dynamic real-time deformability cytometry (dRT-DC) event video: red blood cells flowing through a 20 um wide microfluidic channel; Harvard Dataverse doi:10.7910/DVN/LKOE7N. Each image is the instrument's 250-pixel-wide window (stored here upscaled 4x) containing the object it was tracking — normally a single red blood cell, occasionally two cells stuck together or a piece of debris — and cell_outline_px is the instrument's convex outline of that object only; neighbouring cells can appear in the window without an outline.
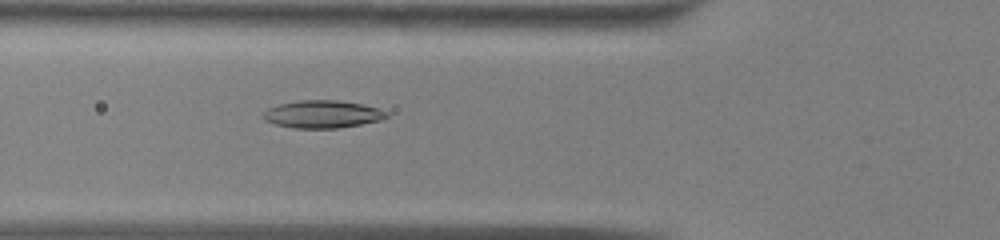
{"species": "common noctule bat (a hibernating species)", "species_latin": "Nyctalus noctula", "temperature_condition": "warm", "stored_images_in_passage": 47, "camera_frame_rate_fps": 3000, "um_per_image_px": 0.085, "animal": {"sex": "male", "body_mass_g": 13.0, "forearm_length_mm": 53.1}, "frame": {"image": 1, "passage_image": 18, "time_ms": 5.667, "image_size_px": [1000, 240], "cell_outline_px": [[388, 116], [380, 120], [360, 124], [336, 128], [296, 128], [276, 124], [264, 120], [260, 116], [268, 108], [280, 104], [300, 100], [336, 100], [360, 104], [380, 108], [388, 112]], "centroid_in_image_um": [27.4, 9.7], "position_along_channel_um": 98.4, "area_um2": 19.71}}
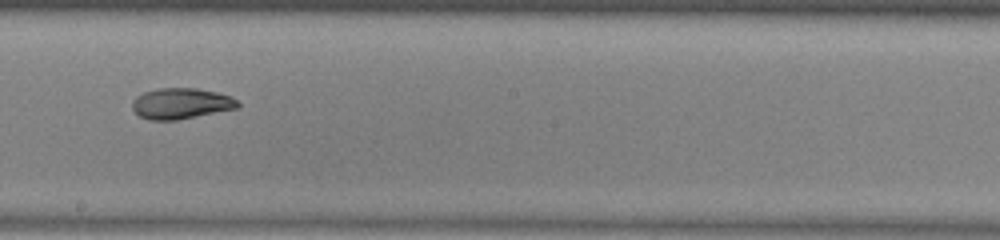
{"frame": {"image": 2, "passage_image": 28, "time_ms": 9.0, "image_size_px": [1000, 240], "cell_outline_px": [[240, 108], [176, 120], [148, 120], [140, 116], [132, 108], [132, 100], [136, 96], [144, 92], [156, 88], [196, 88], [216, 92], [232, 96], [240, 104]], "centroid_in_image_um": [15.4, 8.79], "position_along_channel_um": 232.8, "area_um2": 19.13}}
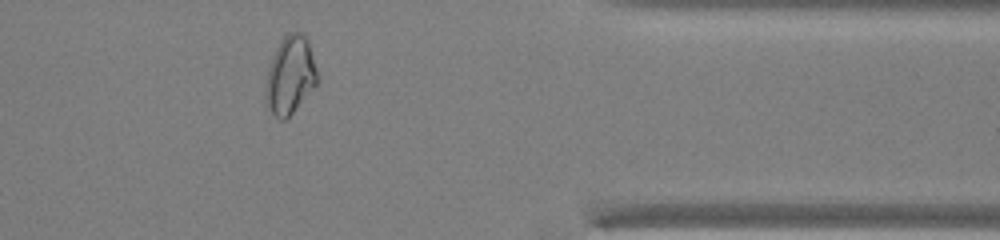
{"frame": {"image": 3, "passage_image": 41, "time_ms": 13.333, "image_size_px": [1000, 240], "cell_outline_px": [[316, 84], [292, 112], [284, 120], [280, 120], [268, 108], [264, 100], [264, 88], [268, 68], [272, 56], [280, 40], [288, 32], [300, 32], [308, 40], [316, 68]], "centroid_in_image_um": [24.61, 6.38], "position_along_channel_um": 386.8, "area_um2": 23.18}, "authors_computed_cell_mechanics": {"area_um2": 20.1144, "velocity_mm_per_s": 4.0348, "shape_relaxation_time_tau1_ms": 9.3421, "shape_relaxation_time_tau2_ms": 5.1061, "deformation_change_tau1": 0.2623, "deformation_change_tau2": 0.1118}}